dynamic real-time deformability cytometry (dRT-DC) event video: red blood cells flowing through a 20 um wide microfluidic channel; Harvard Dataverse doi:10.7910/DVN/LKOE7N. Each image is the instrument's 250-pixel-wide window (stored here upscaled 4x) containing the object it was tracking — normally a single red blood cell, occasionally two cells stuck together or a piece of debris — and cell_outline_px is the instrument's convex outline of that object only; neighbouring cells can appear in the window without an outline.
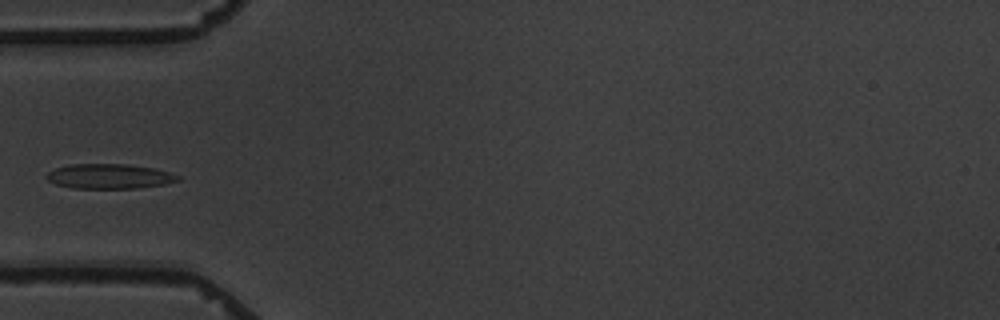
{"species": "common noctule bat (a hibernating species)", "species_latin": "Nyctalus noctula", "temperature_condition": "warm", "stored_images_in_passage": 11, "camera_frame_rate_fps": 3000, "um_per_image_px": 0.085, "animal": {"sex": "male", "body_mass_g": 19.5, "forearm_length_mm": 54.6}, "frame": {"image": 1, "passage_image": 5, "time_ms": 5.667, "image_size_px": [1000, 320], "cell_outline_px": [[180, 180], [164, 184], [136, 188], [72, 188], [56, 184], [48, 180], [44, 176], [48, 172], [56, 168], [68, 164], [128, 164], [156, 168], [180, 176]], "centroid_in_image_um": [9.28, 14.98], "position_along_channel_um": 75.7, "area_um2": 19.02}}
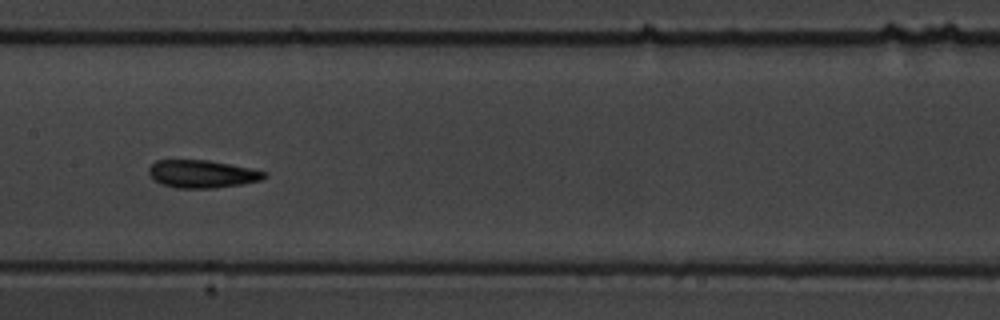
{"frame": {"image": 2, "passage_image": 8, "time_ms": 9.0, "image_size_px": [1000, 320], "cell_outline_px": [[268, 176], [260, 180], [240, 184], [212, 188], [176, 188], [160, 184], [148, 172], [148, 168], [156, 160], [208, 160], [268, 172]], "centroid_in_image_um": [17.16, 14.78], "position_along_channel_um": 190.2, "area_um2": 18.5}}
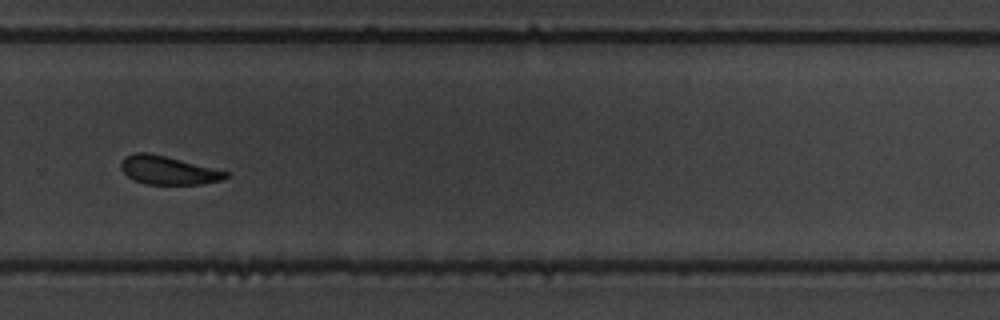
{"frame": {"image": 3, "passage_image": 11, "time_ms": 12.667, "image_size_px": [1000, 320], "cell_outline_px": [[228, 176], [224, 180], [200, 184], [144, 184], [132, 180], [120, 168], [120, 160], [124, 156], [136, 152], [148, 152], [228, 172]], "centroid_in_image_um": [14.22, 14.48], "position_along_channel_um": 315.6, "area_um2": 17.28}}